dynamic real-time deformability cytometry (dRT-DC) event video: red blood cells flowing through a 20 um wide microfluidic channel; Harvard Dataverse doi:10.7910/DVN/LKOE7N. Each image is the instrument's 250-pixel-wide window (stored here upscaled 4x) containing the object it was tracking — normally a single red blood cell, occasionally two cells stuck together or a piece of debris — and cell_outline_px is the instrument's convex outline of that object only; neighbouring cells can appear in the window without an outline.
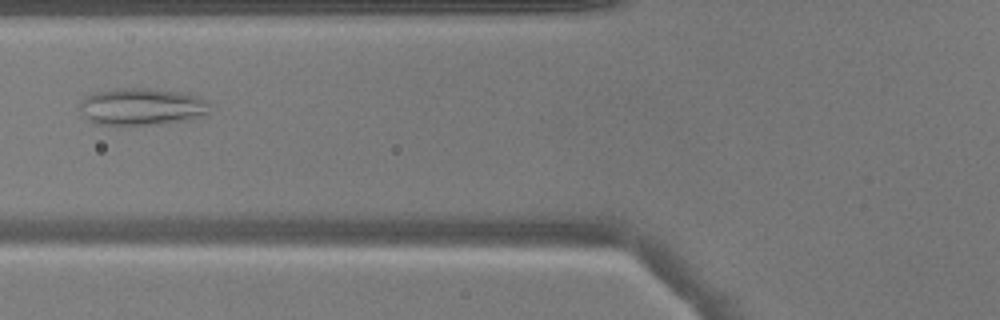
{"species": "common noctule bat (a hibernating species)", "species_latin": "Nyctalus noctula", "temperature_condition": "warm", "stored_images_in_passage": 36, "camera_frame_rate_fps": 3000, "um_per_image_px": 0.085, "animal": {"sex": "male", "body_mass_g": 17.9}, "frame": {"image": 1, "passage_image": 6, "time_ms": 1.667, "image_size_px": [1000, 320], "cell_outline_px": [[208, 112], [188, 120], [148, 124], [96, 124], [80, 116], [76, 108], [80, 100], [84, 96], [96, 92], [116, 88], [144, 88], [184, 92], [200, 96], [208, 100]], "centroid_in_image_um": [11.95, 9.04], "position_along_channel_um": 113.8, "area_um2": 28.38}}
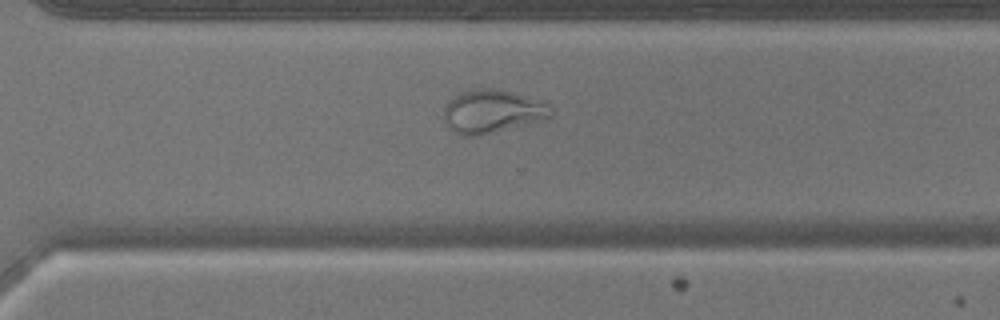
{"frame": {"image": 2, "passage_image": 22, "time_ms": 7.0, "image_size_px": [1000, 320], "cell_outline_px": [[556, 112], [548, 120], [480, 136], [464, 136], [452, 132], [448, 128], [444, 120], [444, 108], [448, 100], [460, 92], [480, 88], [500, 88], [548, 104]], "centroid_in_image_um": [41.87, 9.5], "position_along_channel_um": 328.7, "area_um2": 27.69}}
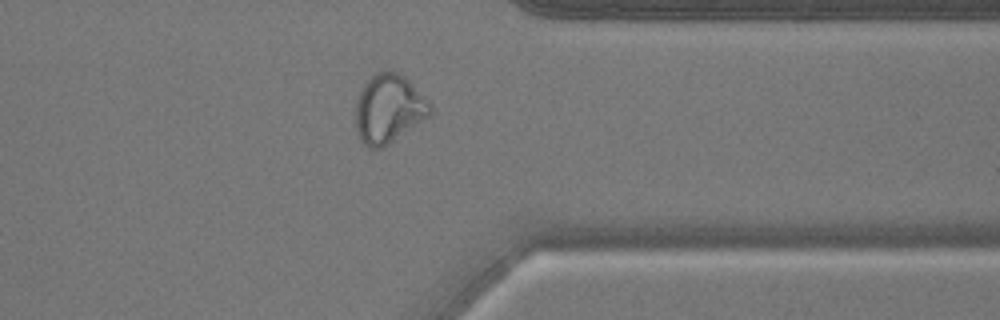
{"frame": {"image": 3, "passage_image": 26, "time_ms": 8.333, "image_size_px": [1000, 320], "cell_outline_px": [[432, 112], [428, 116], [388, 144], [380, 148], [368, 148], [360, 140], [356, 128], [356, 100], [360, 88], [364, 80], [368, 76], [376, 72], [388, 68], [400, 72], [432, 104]], "centroid_in_image_um": [33.0, 9.18], "position_along_channel_um": 378.4, "area_um2": 30.17}}